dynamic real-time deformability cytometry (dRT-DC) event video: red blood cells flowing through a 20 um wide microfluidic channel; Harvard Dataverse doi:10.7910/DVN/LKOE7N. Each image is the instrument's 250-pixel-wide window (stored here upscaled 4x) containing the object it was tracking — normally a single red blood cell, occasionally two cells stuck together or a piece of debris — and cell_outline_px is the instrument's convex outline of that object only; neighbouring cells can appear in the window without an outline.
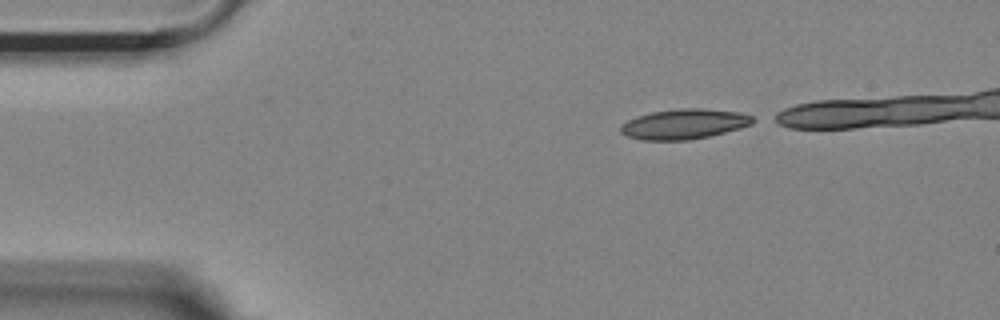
{"species": "Egyptian fruit bat (a non-hibernating species)", "species_latin": "Rousettus aegyptiacus", "temperature_condition": "room temperature", "stored_images_in_passage": 22, "camera_frame_rate_fps": 3000, "um_per_image_px": 0.085, "animal": {"sex": "female"}, "frame": {"image": 1, "passage_image": 1, "time_ms": 0.0, "image_size_px": [1000, 320], "cell_outline_px": [[760, 120], [752, 124], [740, 128], [708, 136], [688, 140], [640, 140], [628, 136], [620, 132], [620, 124], [636, 116], [652, 112], [684, 108], [700, 108], [740, 112], [752, 116]], "centroid_in_image_um": [58.17, 10.54], "position_along_channel_um": 26.8, "area_um2": 23.24}}
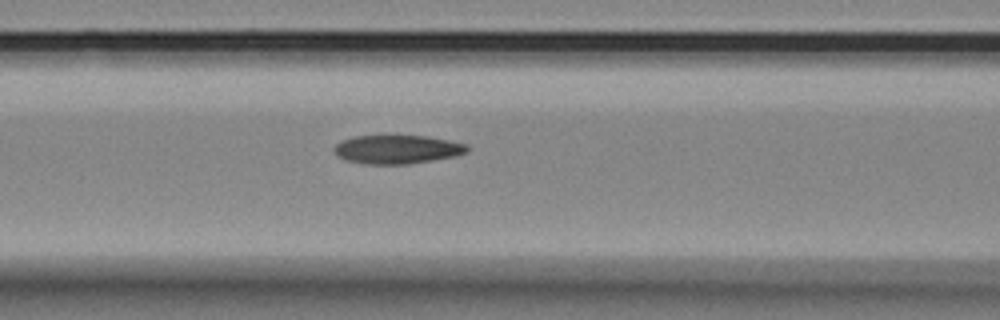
{"frame": {"image": 2, "passage_image": 14, "time_ms": 4.333, "image_size_px": [1000, 320], "cell_outline_px": [[468, 152], [456, 156], [408, 164], [368, 164], [348, 160], [340, 156], [332, 148], [340, 140], [356, 136], [392, 132], [428, 136], [468, 144]], "centroid_in_image_um": [33.78, 12.63], "position_along_channel_um": 132.8, "area_um2": 23.12}}
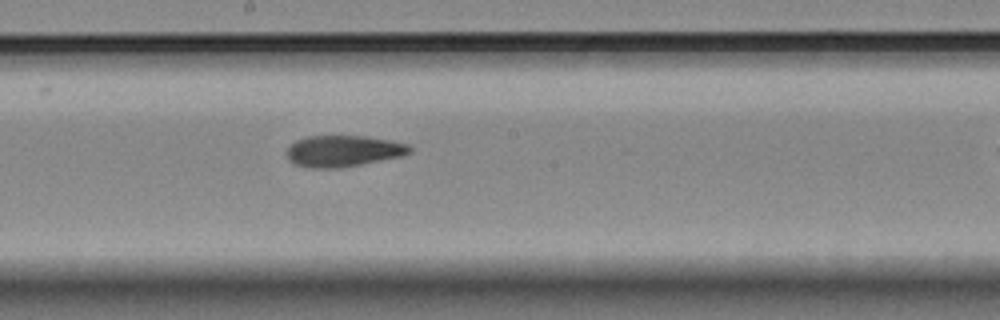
{"frame": {"image": 3, "passage_image": 21, "time_ms": 6.667, "image_size_px": [1000, 320], "cell_outline_px": [[412, 152], [400, 156], [340, 168], [308, 168], [296, 164], [288, 160], [288, 148], [296, 140], [308, 136], [364, 136], [392, 140], [408, 144], [412, 148]], "centroid_in_image_um": [29.19, 12.83], "position_along_channel_um": 219.0, "area_um2": 22.31}}